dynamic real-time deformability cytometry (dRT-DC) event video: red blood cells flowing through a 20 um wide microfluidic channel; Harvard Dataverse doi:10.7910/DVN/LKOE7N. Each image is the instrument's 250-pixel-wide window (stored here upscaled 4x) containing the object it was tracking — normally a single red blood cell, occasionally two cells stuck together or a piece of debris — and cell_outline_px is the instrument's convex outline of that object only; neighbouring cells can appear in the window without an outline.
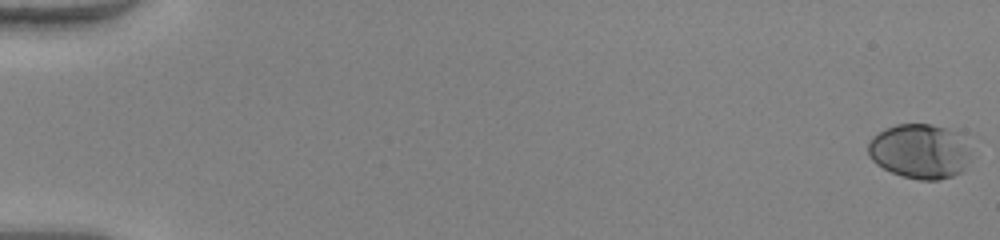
{"species": "human", "species_latin": "Homo sapiens", "temperature_condition": "warm", "stored_images_in_passage": 52, "camera_frame_rate_fps": 3000, "um_per_image_px": 0.085, "donor": {"sex": "female"}, "frame": {"image": 1, "passage_image": 1, "time_ms": 0.0, "image_size_px": [1000, 240], "cell_outline_px": [[968, 160], [964, 172], [940, 180], [920, 180], [904, 176], [892, 172], [876, 164], [868, 156], [868, 144], [872, 136], [884, 128], [896, 124], [932, 124], [948, 128], [956, 132], [968, 148]], "centroid_in_image_um": [78.15, 12.86], "position_along_channel_um": 6.9, "area_um2": 32.77}}
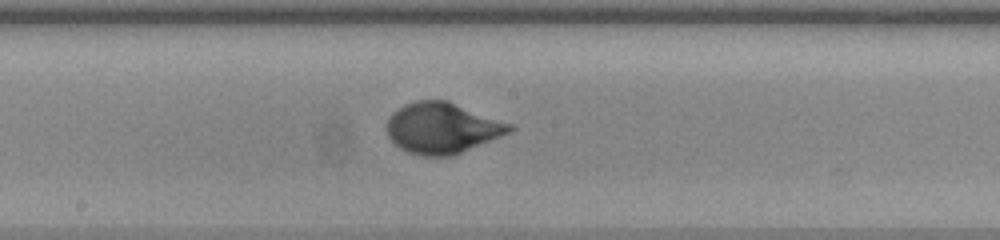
{"frame": {"image": 2, "passage_image": 30, "time_ms": 9.667, "image_size_px": [1000, 240], "cell_outline_px": [[516, 128], [512, 132], [452, 156], [424, 156], [408, 152], [400, 148], [388, 136], [388, 120], [392, 112], [404, 104], [416, 100], [448, 100], [512, 124]], "centroid_in_image_um": [37.62, 10.87], "position_along_channel_um": 210.6, "area_um2": 36.41}}
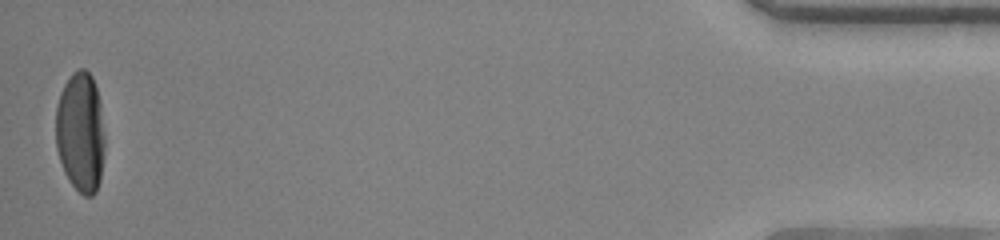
{"frame": {"image": 3, "passage_image": 52, "time_ms": 17.0, "image_size_px": [1000, 240], "cell_outline_px": [[104, 156], [100, 180], [96, 192], [92, 196], [84, 196], [72, 184], [64, 172], [56, 148], [56, 108], [60, 92], [64, 84], [72, 72], [80, 68], [84, 68], [92, 76], [100, 100], [104, 136]], "centroid_in_image_um": [6.85, 11.23], "position_along_channel_um": 428.4, "area_um2": 34.56}, "authors_computed_cell_mechanics": {"area_um2": 34.102, "velocity_mm_per_s": 4.0946, "shape_relaxation_time_tau1_ms": 2.9335, "shape_relaxation_time_tau2_ms": null, "deformation_change_tau1": 0.2106, "deformation_change_tau2": null}}